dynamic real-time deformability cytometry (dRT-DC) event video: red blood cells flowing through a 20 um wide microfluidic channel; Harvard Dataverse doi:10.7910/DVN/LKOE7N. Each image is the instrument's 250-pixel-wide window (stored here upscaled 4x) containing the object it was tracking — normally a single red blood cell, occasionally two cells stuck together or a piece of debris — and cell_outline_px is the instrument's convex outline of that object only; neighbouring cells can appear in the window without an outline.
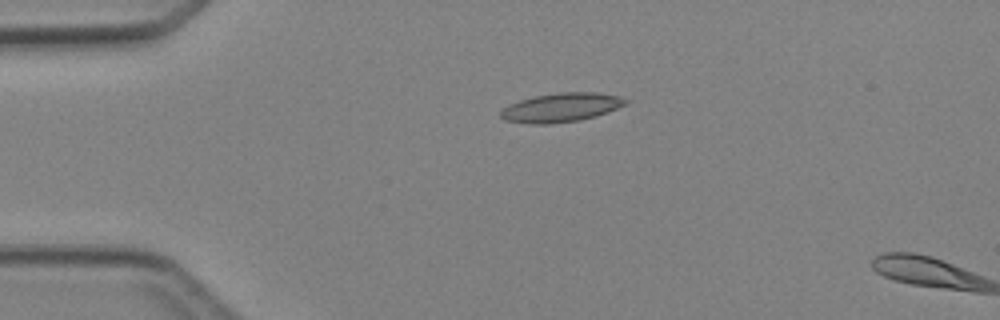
{"species": "Egyptian fruit bat (a non-hibernating species)", "species_latin": "Rousettus aegyptiacus", "temperature_condition": "cold", "stored_images_in_passage": 5, "camera_frame_rate_fps": 3000, "um_per_image_px": 0.085, "animal": {"sex": "female"}, "frame": {"image": 1, "passage_image": 4, "time_ms": 3.333, "image_size_px": [1000, 320], "cell_outline_px": [[628, 104], [608, 112], [596, 116], [580, 120], [548, 124], [532, 124], [504, 120], [500, 116], [500, 112], [508, 104], [520, 100], [536, 96], [560, 92], [600, 92], [620, 96], [628, 100]], "centroid_in_image_um": [47.73, 9.13], "position_along_channel_um": 37.3, "area_um2": 21.21}}